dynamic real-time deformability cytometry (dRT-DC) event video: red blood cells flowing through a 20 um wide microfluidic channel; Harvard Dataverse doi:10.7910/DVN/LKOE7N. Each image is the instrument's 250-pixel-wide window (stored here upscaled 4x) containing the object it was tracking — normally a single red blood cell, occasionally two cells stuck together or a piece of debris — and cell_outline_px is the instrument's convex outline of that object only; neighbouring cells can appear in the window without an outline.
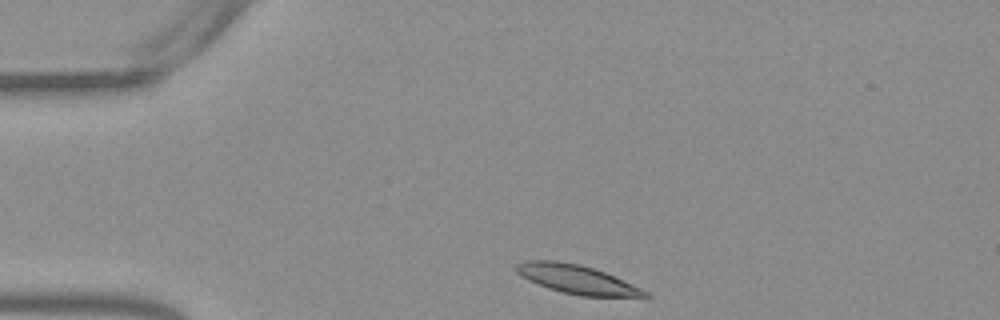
{"species": "Egyptian fruit bat (a non-hibernating species)", "species_latin": "Rousettus aegyptiacus", "temperature_condition": "warm", "stored_images_in_passage": 34, "camera_frame_rate_fps": 3000, "um_per_image_px": 0.085, "frame": {"image": 1, "passage_image": 1, "time_ms": 0.0, "image_size_px": [1000, 320], "cell_outline_px": [[652, 296], [580, 296], [548, 288], [528, 280], [520, 276], [512, 268], [516, 264], [524, 260], [556, 260], [580, 264], [604, 272], [632, 284], [648, 292]], "centroid_in_image_um": [48.94, 23.72], "position_along_channel_um": 36.1, "area_um2": 21.44}}
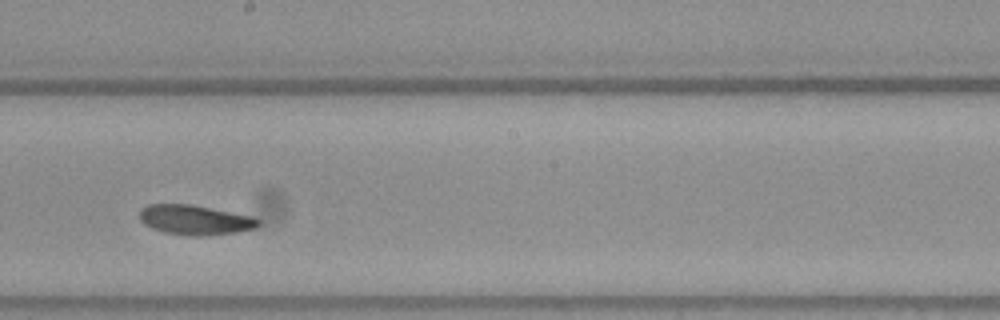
{"frame": {"image": 2, "passage_image": 20, "time_ms": 6.333, "image_size_px": [1000, 320], "cell_outline_px": [[260, 224], [256, 228], [236, 232], [196, 236], [192, 236], [164, 232], [152, 228], [144, 224], [140, 220], [140, 208], [148, 204], [192, 204], [252, 216], [260, 220]], "centroid_in_image_um": [16.56, 18.68], "position_along_channel_um": 231.6, "area_um2": 20.58}}
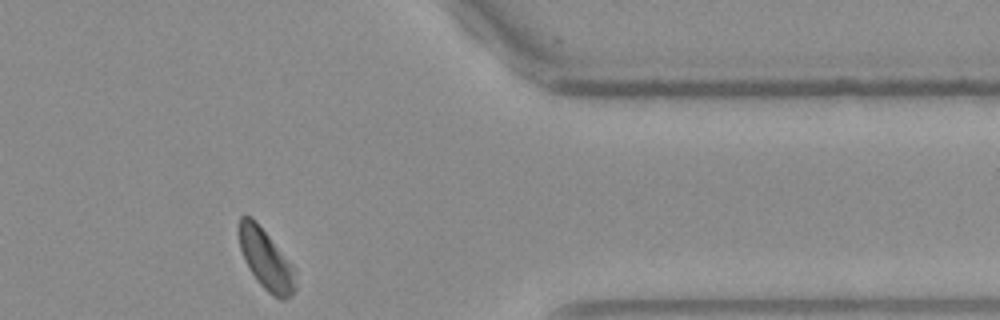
{"frame": {"image": 3, "passage_image": 34, "time_ms": 11.0, "image_size_px": [1000, 320], "cell_outline_px": [[296, 288], [292, 296], [284, 300], [280, 300], [272, 296], [260, 284], [244, 260], [240, 248], [240, 216], [248, 216], [268, 236], [296, 268]], "centroid_in_image_um": [22.68, 22.17], "position_along_channel_um": 388.7, "area_um2": 19.36}, "authors_computed_cell_mechanics": {"area_um2": 20.8658, "velocity_mm_per_s": 3.7637, "shape_relaxation_time_tau1_ms": null, "shape_relaxation_time_tau2_ms": 6.5968, "deformation_change_tau1": null, "deformation_change_tau2": 0.1089}}